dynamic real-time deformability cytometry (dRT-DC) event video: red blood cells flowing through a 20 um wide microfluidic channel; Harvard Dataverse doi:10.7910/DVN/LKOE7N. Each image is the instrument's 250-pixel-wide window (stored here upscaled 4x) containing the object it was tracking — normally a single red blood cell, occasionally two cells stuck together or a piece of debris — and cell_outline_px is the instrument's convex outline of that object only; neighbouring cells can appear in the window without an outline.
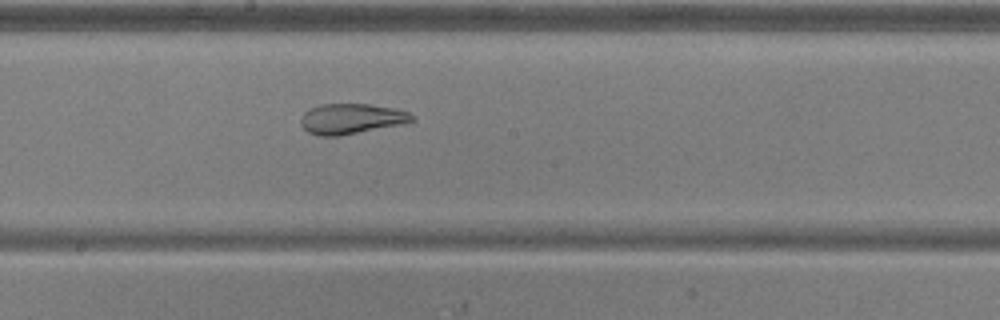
{"species": "common noctule bat (a hibernating species)", "species_latin": "Nyctalus noctula", "temperature_condition": "warm", "stored_images_in_passage": 51, "camera_frame_rate_fps": 3000, "um_per_image_px": 0.085, "animal": {"sex": "male", "body_mass_g": 20.5, "forearm_length_mm": 52.5}, "frame": {"image": 1, "passage_image": 27, "time_ms": 8.667, "image_size_px": [1000, 320], "cell_outline_px": [[416, 120], [404, 124], [340, 136], [316, 136], [308, 132], [300, 124], [300, 116], [308, 108], [320, 104], [368, 104], [392, 108], [408, 112], [416, 116]], "centroid_in_image_um": [29.84, 10.1], "position_along_channel_um": 218.4, "area_um2": 20.0}, "authors_computed_cell_mechanics": {"area_um2": 29.478, "velocity_mm_per_s": 3.8156, "shape_relaxation_time_tau1_ms": null, "shape_relaxation_time_tau2_ms": 2.5629, "deformation_change_tau1": null, "deformation_change_tau2": 0.1216}}